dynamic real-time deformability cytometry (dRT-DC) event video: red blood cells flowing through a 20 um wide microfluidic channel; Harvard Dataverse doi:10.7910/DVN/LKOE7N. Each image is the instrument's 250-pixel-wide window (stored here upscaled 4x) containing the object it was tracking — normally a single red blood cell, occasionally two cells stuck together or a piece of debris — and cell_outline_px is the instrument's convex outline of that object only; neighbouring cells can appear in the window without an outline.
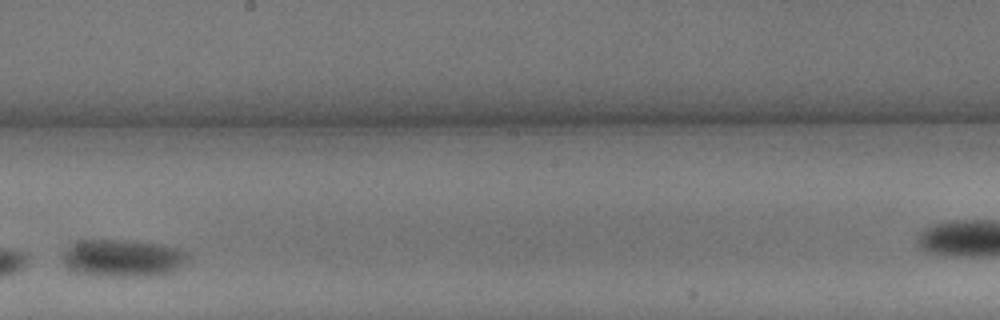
{"species": "common noctule bat (a hibernating species)", "species_latin": "Nyctalus noctula", "temperature_condition": "warm", "stored_images_in_passage": 13, "camera_frame_rate_fps": 3000, "um_per_image_px": 0.085, "animal": {"sex": "male", "body_mass_g": 13.3}, "frame": {"image": 1, "passage_image": 8, "time_ms": 2.333, "image_size_px": [1000, 320], "cell_outline_px": [[188, 260], [172, 272], [148, 276], [96, 276], [76, 272], [68, 268], [64, 264], [64, 256], [68, 248], [84, 240], [120, 240], [156, 244], [176, 248], [188, 252]], "centroid_in_image_um": [10.46, 21.96], "position_along_channel_um": 237.7, "area_um2": 26.76}}
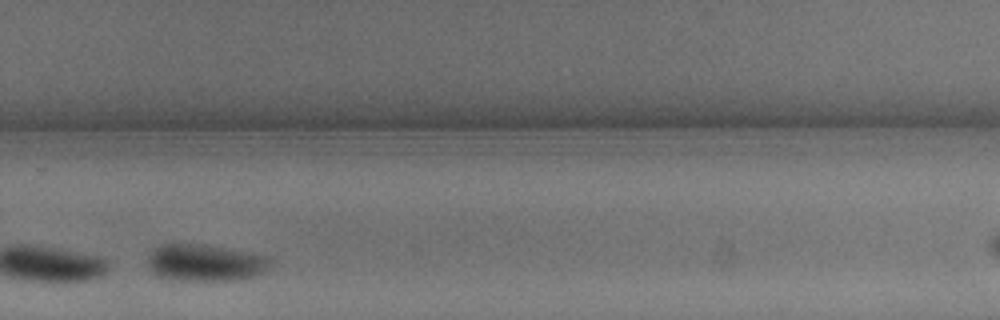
{"frame": {"image": 2, "passage_image": 11, "time_ms": 3.333, "image_size_px": [1000, 320], "cell_outline_px": [[268, 260], [264, 268], [260, 272], [252, 276], [236, 280], [180, 280], [160, 276], [152, 272], [148, 264], [148, 256], [160, 244], [196, 244], [244, 252], [260, 256]], "centroid_in_image_um": [17.29, 22.34], "position_along_channel_um": 312.5, "area_um2": 25.03}}